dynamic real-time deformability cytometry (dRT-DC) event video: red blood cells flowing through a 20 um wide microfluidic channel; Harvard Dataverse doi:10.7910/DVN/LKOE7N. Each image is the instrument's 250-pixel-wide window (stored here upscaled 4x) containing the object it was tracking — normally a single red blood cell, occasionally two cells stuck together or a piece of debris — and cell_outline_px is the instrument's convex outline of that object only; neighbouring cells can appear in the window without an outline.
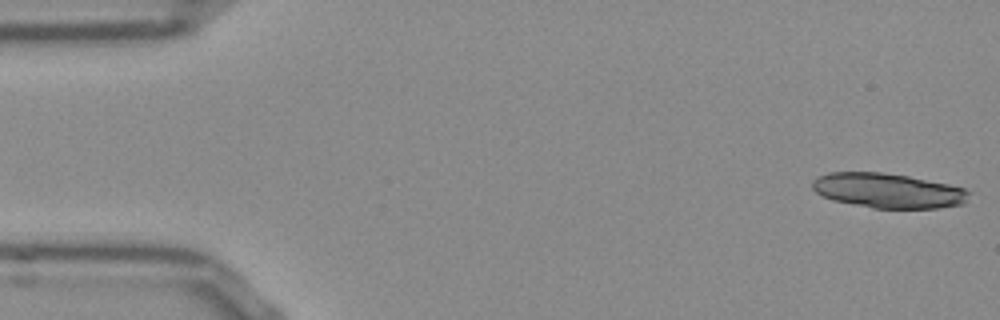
{"species": "Egyptian fruit bat (a non-hibernating species)", "species_latin": "Rousettus aegyptiacus", "temperature_condition": "room temperature", "stored_images_in_passage": 52, "camera_frame_rate_fps": 3000, "um_per_image_px": 0.085, "frame": {"image": 1, "passage_image": 1, "time_ms": 0.0, "image_size_px": [1000, 320], "cell_outline_px": [[972, 192], [964, 204], [936, 208], [872, 208], [832, 200], [816, 192], [812, 188], [812, 180], [816, 176], [828, 172], [880, 172], [908, 176], [948, 184], [964, 188]], "centroid_in_image_um": [75.47, 16.2], "position_along_channel_um": 9.5, "area_um2": 31.85}}
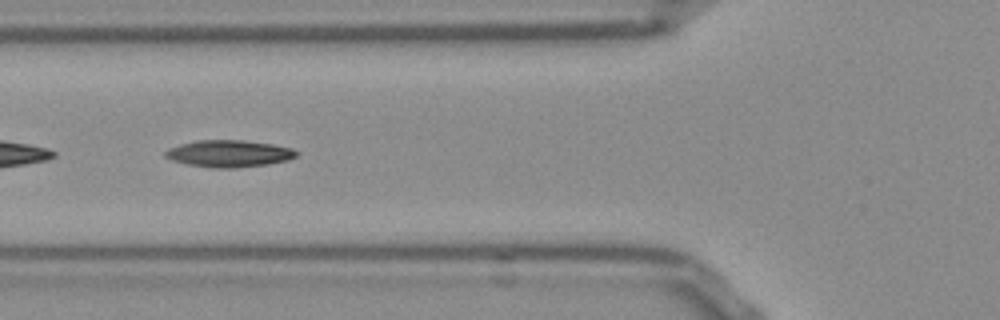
{"frame": {"image": 2, "passage_image": 19, "time_ms": 6.0, "image_size_px": [1000, 320], "cell_outline_px": [[300, 152], [296, 156], [288, 160], [268, 164], [236, 168], [212, 168], [188, 164], [172, 160], [164, 156], [164, 152], [168, 148], [180, 144], [196, 140], [244, 140], [272, 144], [292, 148]], "centroid_in_image_um": [19.47, 13.05], "position_along_channel_um": 106.3, "area_um2": 20.69}}
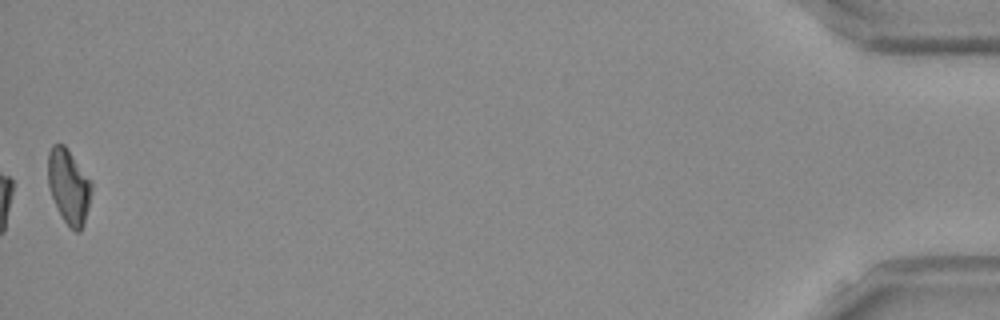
{"frame": {"image": 3, "passage_image": 52, "time_ms": 17.0, "image_size_px": [1000, 320], "cell_outline_px": [[92, 188], [88, 208], [84, 224], [80, 232], [76, 232], [64, 220], [52, 196], [48, 184], [48, 152], [52, 144], [64, 144], [92, 180]], "centroid_in_image_um": [5.86, 15.8], "position_along_channel_um": 429.3, "area_um2": 18.84}, "authors_computed_cell_mechanics": {"area_um2": 20.0566, "velocity_mm_per_s": 3.8478, "shape_relaxation_time_tau1_ms": 6.3214, "shape_relaxation_time_tau2_ms": null, "deformation_change_tau1": 0.1782, "deformation_change_tau2": null}}